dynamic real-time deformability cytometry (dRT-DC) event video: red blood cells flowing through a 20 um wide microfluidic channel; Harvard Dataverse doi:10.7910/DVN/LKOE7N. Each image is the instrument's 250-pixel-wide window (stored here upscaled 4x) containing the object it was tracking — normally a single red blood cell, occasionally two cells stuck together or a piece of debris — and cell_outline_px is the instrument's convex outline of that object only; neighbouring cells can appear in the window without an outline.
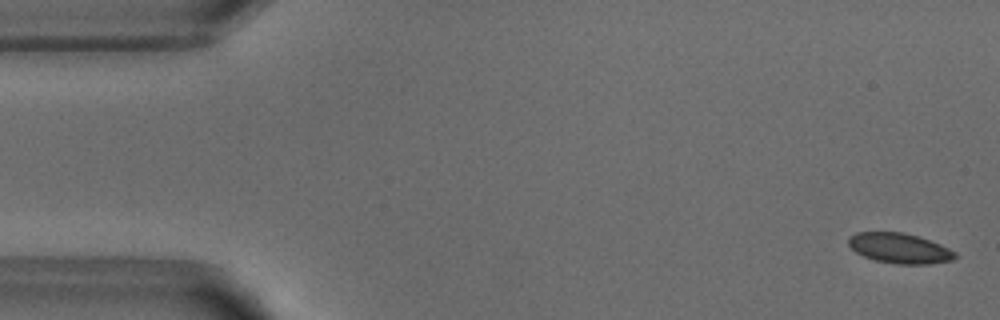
{"species": "common noctule bat (a hibernating species)", "species_latin": "Nyctalus noctula", "temperature_condition": "warm", "stored_images_in_passage": 52, "camera_frame_rate_fps": 3000, "um_per_image_px": 0.085, "animal": {"sex": "male", "body_mass_g": 18.8}, "frame": {"image": 1, "passage_image": 2, "time_ms": 0.333, "image_size_px": [1000, 320], "cell_outline_px": [[960, 256], [956, 260], [928, 264], [896, 264], [876, 260], [864, 256], [856, 252], [848, 244], [848, 236], [856, 232], [904, 232], [920, 236], [940, 244], [956, 252]], "centroid_in_image_um": [76.51, 21.1], "position_along_channel_um": 8.5, "area_um2": 19.02}}
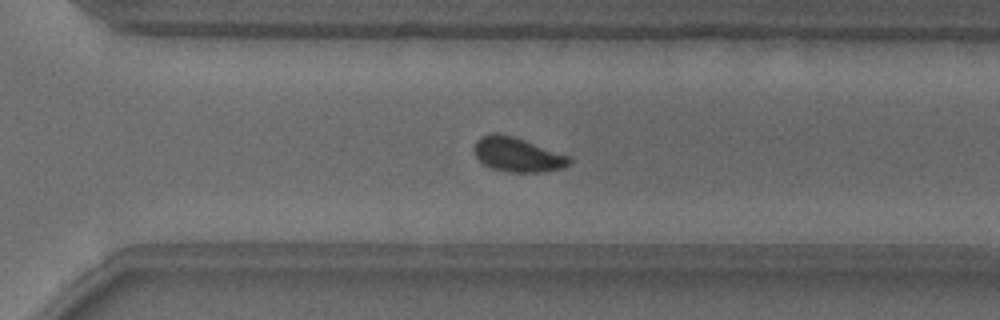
{"frame": {"image": 2, "passage_image": 36, "time_ms": 11.667, "image_size_px": [1000, 320], "cell_outline_px": [[572, 160], [564, 168], [544, 172], [512, 172], [492, 168], [484, 164], [476, 156], [472, 148], [476, 140], [480, 136], [492, 132], [496, 132], [512, 136], [572, 156]], "centroid_in_image_um": [43.99, 13.13], "position_along_channel_um": 326.6, "area_um2": 19.25}}
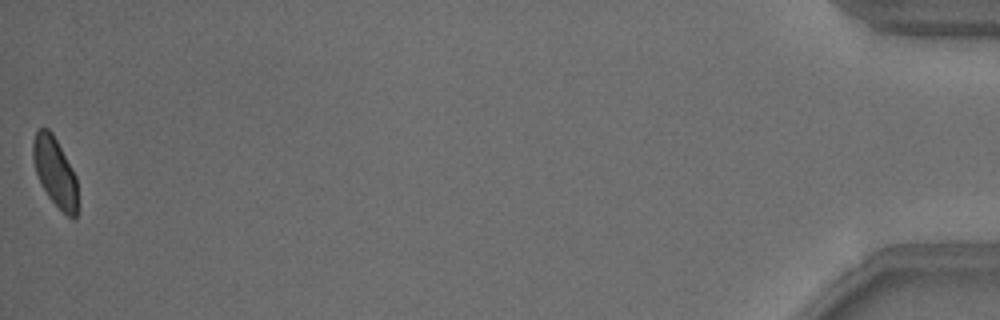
{"frame": {"image": 3, "passage_image": 52, "time_ms": 17.0, "image_size_px": [1000, 320], "cell_outline_px": [[76, 216], [68, 216], [48, 196], [40, 184], [36, 172], [32, 156], [32, 140], [36, 132], [40, 128], [48, 128], [52, 132], [76, 176]], "centroid_in_image_um": [4.63, 14.55], "position_along_channel_um": 430.6, "area_um2": 17.57}, "authors_computed_cell_mechanics": {"area_um2": 19.3919, "velocity_mm_per_s": 3.8563, "shape_relaxation_time_tau1_ms": 2.6223, "shape_relaxation_time_tau2_ms": null, "deformation_change_tau1": 0.0877, "deformation_change_tau2": null}}